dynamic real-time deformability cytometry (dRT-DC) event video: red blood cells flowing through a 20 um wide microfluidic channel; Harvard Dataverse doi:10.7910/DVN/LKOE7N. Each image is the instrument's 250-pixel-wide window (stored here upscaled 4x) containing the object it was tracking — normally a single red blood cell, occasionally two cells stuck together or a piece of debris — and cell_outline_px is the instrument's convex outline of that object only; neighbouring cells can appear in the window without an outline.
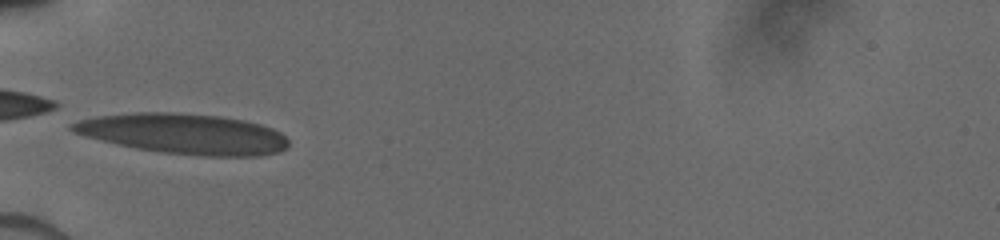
{"species": "human", "species_latin": "Homo sapiens", "temperature_condition": "cold", "stored_images_in_passage": 6, "camera_frame_rate_fps": 3000, "um_per_image_px": 0.085, "donor": {"sex": "male"}, "frame": {"image": 1, "passage_image": 3, "time_ms": 1.667, "image_size_px": [1000, 240], "cell_outline_px": [[288, 148], [280, 152], [260, 156], [200, 156], [160, 152], [136, 148], [116, 144], [84, 136], [72, 132], [68, 128], [68, 124], [76, 120], [96, 116], [136, 112], [172, 112], [220, 116], [244, 120], [260, 124], [272, 128], [280, 132], [288, 140]], "centroid_in_image_um": [15.59, 11.37], "position_along_channel_um": 69.4, "area_um2": 51.33}}
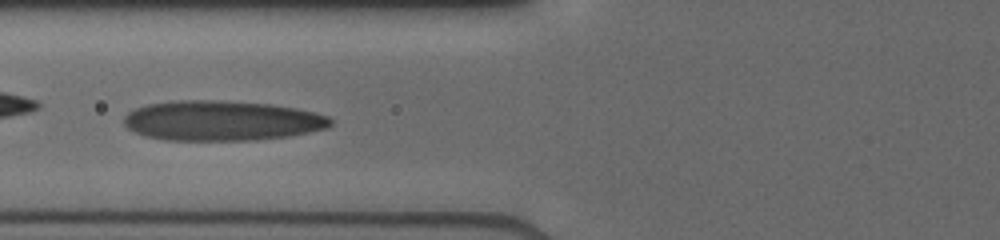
{"frame": {"image": 2, "passage_image": 4, "time_ms": 2.667, "image_size_px": [1000, 240], "cell_outline_px": [[332, 124], [328, 128], [288, 136], [256, 140], [164, 140], [144, 136], [128, 128], [124, 124], [124, 116], [128, 112], [136, 108], [148, 104], [180, 100], [212, 100], [268, 104], [296, 108], [328, 116], [332, 120]], "centroid_in_image_um": [18.83, 10.26], "position_along_channel_um": 107.0, "area_um2": 48.03}}
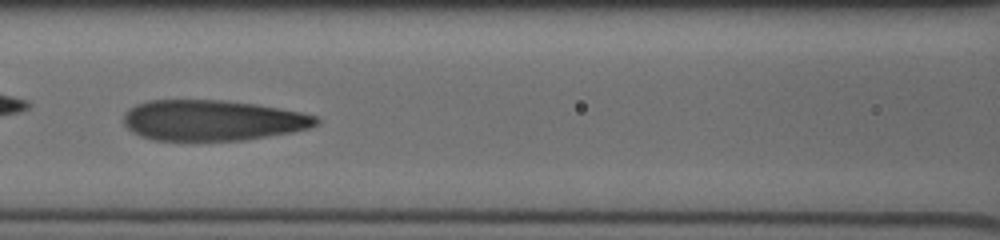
{"frame": {"image": 3, "passage_image": 5, "time_ms": 3.667, "image_size_px": [1000, 240], "cell_outline_px": [[320, 124], [308, 128], [292, 132], [244, 140], [152, 140], [140, 136], [132, 132], [124, 124], [124, 112], [128, 108], [136, 104], [148, 100], [224, 100], [256, 104], [280, 108], [300, 112], [316, 116], [320, 120]], "centroid_in_image_um": [18.04, 10.22], "position_along_channel_um": 148.6, "area_um2": 45.78}}